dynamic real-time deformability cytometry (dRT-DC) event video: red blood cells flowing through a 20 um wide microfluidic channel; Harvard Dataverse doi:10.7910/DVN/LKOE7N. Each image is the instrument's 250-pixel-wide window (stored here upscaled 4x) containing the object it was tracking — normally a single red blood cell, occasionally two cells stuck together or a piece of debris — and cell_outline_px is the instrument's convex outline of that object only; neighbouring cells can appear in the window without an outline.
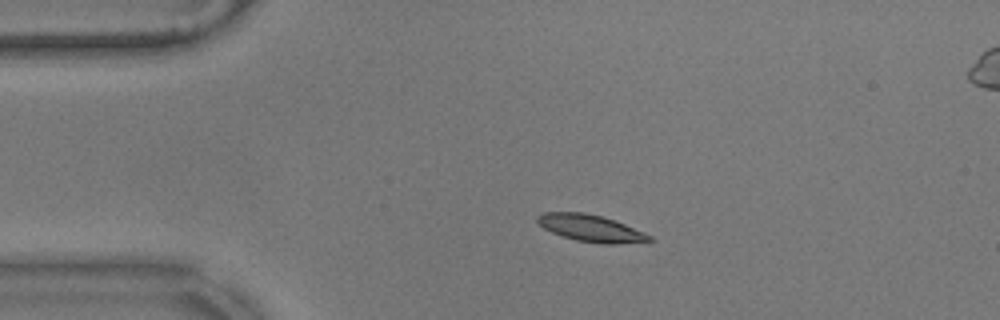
{"species": "common noctule bat (a hibernating species)", "species_latin": "Nyctalus noctula", "temperature_condition": "warm", "stored_images_in_passage": 47, "camera_frame_rate_fps": 3000, "um_per_image_px": 0.085, "animal": {"sex": "male", "body_mass_g": 17.9}, "frame": {"image": 1, "passage_image": 1, "time_ms": 0.0, "image_size_px": [1000, 320], "cell_outline_px": [[652, 240], [648, 244], [604, 244], [576, 240], [552, 232], [544, 228], [536, 220], [536, 216], [544, 212], [584, 212], [600, 216], [624, 224], [644, 232], [652, 236]], "centroid_in_image_um": [50.3, 19.42], "position_along_channel_um": 34.7, "area_um2": 17.69}}
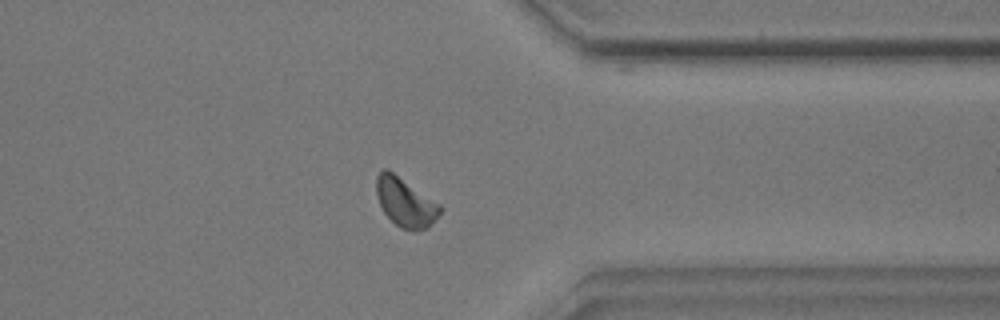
{"frame": {"image": 2, "passage_image": 34, "time_ms": 11.0, "image_size_px": [1000, 320], "cell_outline_px": [[444, 208], [428, 228], [416, 232], [400, 228], [384, 212], [376, 196], [376, 176], [384, 168], [392, 172], [440, 204]], "centroid_in_image_um": [34.47, 17.23], "position_along_channel_um": 376.9, "area_um2": 18.03}}
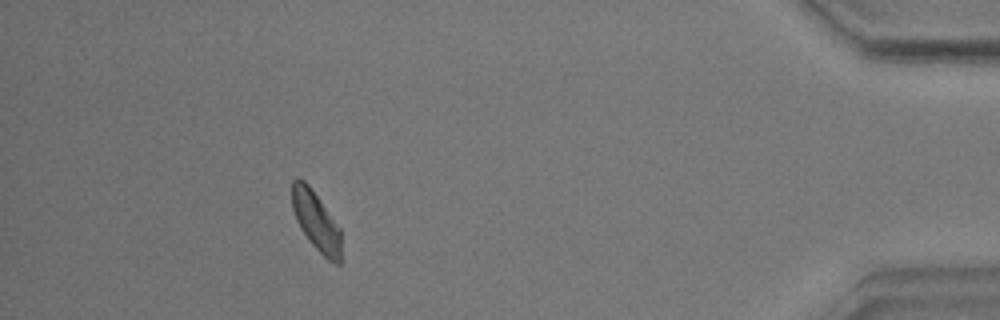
{"frame": {"image": 3, "passage_image": 41, "time_ms": 13.333, "image_size_px": [1000, 320], "cell_outline_px": [[340, 264], [336, 264], [328, 260], [312, 244], [300, 228], [296, 220], [292, 208], [292, 180], [296, 176], [304, 180], [308, 184], [340, 228]], "centroid_in_image_um": [26.84, 18.77], "position_along_channel_um": 408.4, "area_um2": 16.7}}